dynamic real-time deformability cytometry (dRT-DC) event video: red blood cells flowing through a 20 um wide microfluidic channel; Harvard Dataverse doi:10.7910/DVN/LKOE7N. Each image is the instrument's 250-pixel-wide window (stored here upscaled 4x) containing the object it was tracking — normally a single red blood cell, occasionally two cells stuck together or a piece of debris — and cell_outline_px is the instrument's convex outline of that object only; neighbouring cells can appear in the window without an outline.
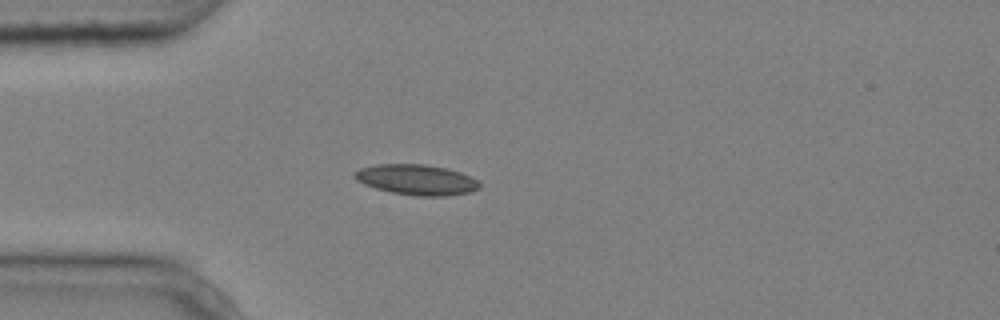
{"species": "common noctule bat (a hibernating species)", "species_latin": "Nyctalus noctula", "temperature_condition": "cold", "stored_images_in_passage": 6, "camera_frame_rate_fps": 3000, "um_per_image_px": 0.085, "animal": {"sex": "male", "body_mass_g": 20.4}, "frame": {"image": 1, "passage_image": 5, "time_ms": 1.333, "image_size_px": [1000, 320], "cell_outline_px": [[480, 188], [472, 192], [448, 196], [416, 196], [392, 192], [376, 188], [364, 184], [356, 180], [352, 176], [352, 172], [360, 168], [376, 164], [424, 164], [448, 168], [472, 176], [480, 184]], "centroid_in_image_um": [35.41, 15.27], "position_along_channel_um": 49.6, "area_um2": 22.43}}